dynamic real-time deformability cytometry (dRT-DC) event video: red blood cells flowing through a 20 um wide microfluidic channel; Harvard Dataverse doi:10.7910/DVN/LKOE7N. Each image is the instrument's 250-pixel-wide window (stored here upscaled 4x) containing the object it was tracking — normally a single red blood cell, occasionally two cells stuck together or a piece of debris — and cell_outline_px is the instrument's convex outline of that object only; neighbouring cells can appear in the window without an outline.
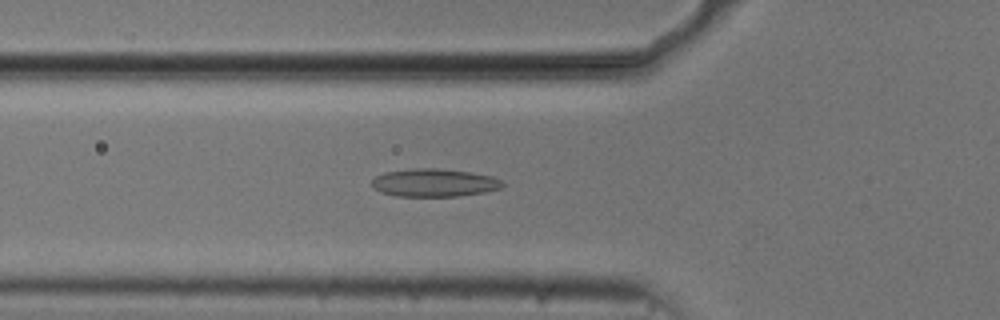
{"species": "common noctule bat (a hibernating species)", "species_latin": "Nyctalus noctula", "temperature_condition": "cold", "stored_images_in_passage": 53, "camera_frame_rate_fps": 3000, "um_per_image_px": 0.085, "animal": {"sex": "male", "body_mass_g": 20.5, "forearm_length_mm": 52.5}, "frame": {"image": 1, "passage_image": 18, "time_ms": 5.667, "image_size_px": [1000, 320], "cell_outline_px": [[504, 184], [500, 188], [484, 192], [456, 196], [396, 196], [380, 192], [372, 184], [372, 180], [376, 176], [384, 172], [412, 168], [440, 168], [472, 172], [492, 176], [504, 180]], "centroid_in_image_um": [36.93, 15.52], "position_along_channel_um": 88.9, "area_um2": 21.39}}
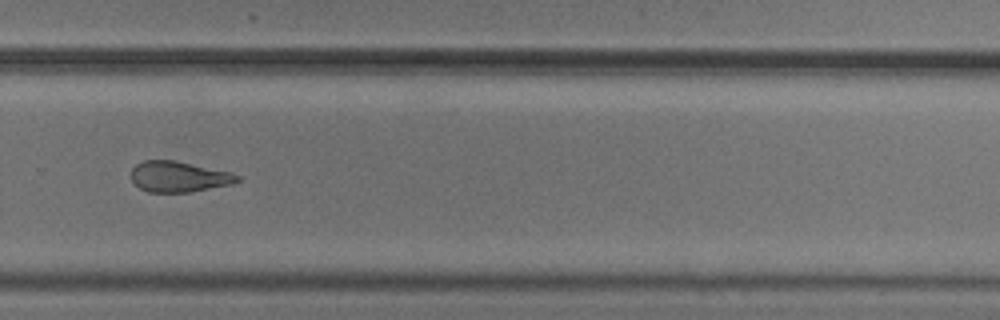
{"frame": {"image": 2, "passage_image": 36, "time_ms": 11.667, "image_size_px": [1000, 320], "cell_outline_px": [[240, 180], [232, 184], [188, 192], [148, 192], [140, 188], [132, 180], [132, 168], [136, 164], [144, 160], [176, 160], [232, 172], [240, 176]], "centroid_in_image_um": [15.22, 15.0], "position_along_channel_um": 314.6, "area_um2": 19.02}}
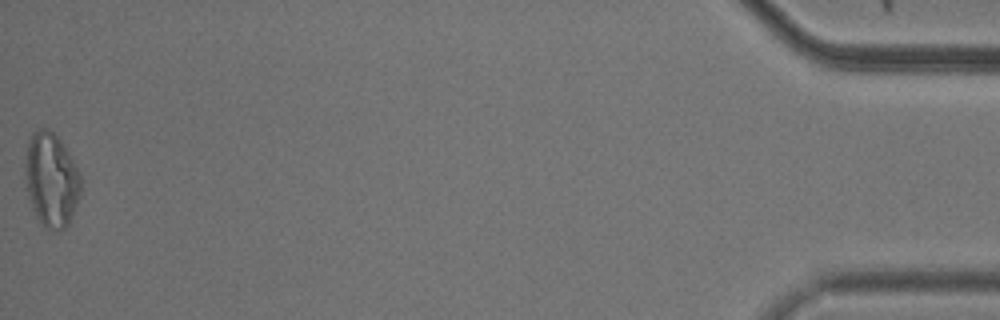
{"frame": {"image": 3, "passage_image": 53, "time_ms": 17.333, "image_size_px": [1000, 320], "cell_outline_px": [[80, 196], [68, 224], [64, 228], [56, 232], [44, 228], [40, 224], [32, 208], [24, 176], [24, 164], [28, 144], [32, 132], [36, 128], [48, 128], [64, 144], [80, 172]], "centroid_in_image_um": [4.35, 15.28], "position_along_channel_um": 430.9, "area_um2": 30.81}, "authors_computed_cell_mechanics": {"area_um2": 21.386, "velocity_mm_per_s": 3.7581, "shape_relaxation_time_tau1_ms": null, "shape_relaxation_time_tau2_ms": 4.847, "deformation_change_tau1": null, "deformation_change_tau2": 0.14}}